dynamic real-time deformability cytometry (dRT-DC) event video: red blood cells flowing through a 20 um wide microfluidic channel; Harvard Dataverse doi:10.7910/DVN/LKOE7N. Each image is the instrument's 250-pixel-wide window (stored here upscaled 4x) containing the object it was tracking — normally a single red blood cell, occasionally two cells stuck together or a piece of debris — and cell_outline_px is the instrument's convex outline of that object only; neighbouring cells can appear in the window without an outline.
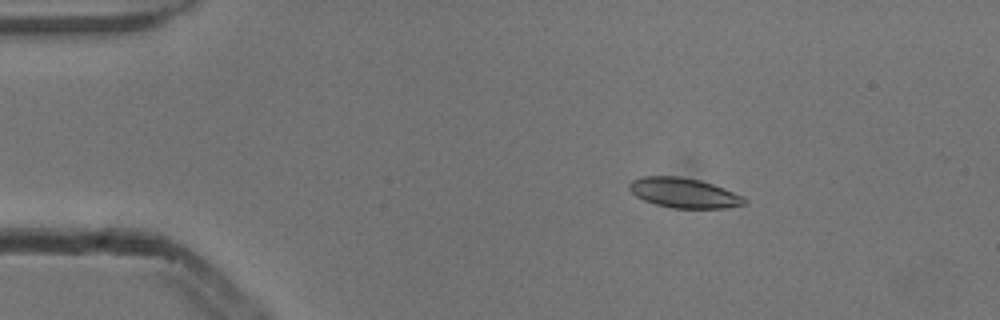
{"species": "common noctule bat (a hibernating species)", "species_latin": "Nyctalus noctula", "temperature_condition": "cold", "stored_images_in_passage": 4, "camera_frame_rate_fps": 3000, "um_per_image_px": 0.085, "animal": {"sex": "male", "body_mass_g": 13.3}, "frame": {"image": 1, "passage_image": 2, "time_ms": 0.333, "image_size_px": [1000, 320], "cell_outline_px": [[748, 204], [724, 208], [672, 208], [656, 204], [644, 200], [636, 196], [628, 188], [628, 184], [632, 180], [644, 176], [680, 176], [700, 180], [724, 188], [744, 196], [748, 200]], "centroid_in_image_um": [58.16, 16.39], "position_along_channel_um": 26.8, "area_um2": 20.17}}